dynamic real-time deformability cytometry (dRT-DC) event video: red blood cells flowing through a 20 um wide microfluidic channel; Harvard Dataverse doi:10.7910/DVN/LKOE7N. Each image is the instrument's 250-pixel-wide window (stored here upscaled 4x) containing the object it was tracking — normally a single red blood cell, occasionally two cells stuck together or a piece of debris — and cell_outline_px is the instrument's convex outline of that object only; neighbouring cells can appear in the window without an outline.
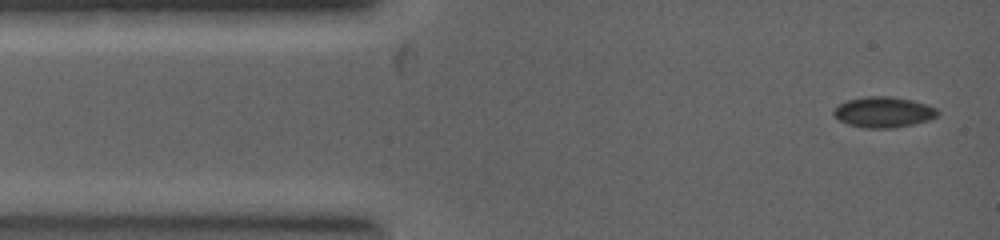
{"species": "common noctule bat (a hibernating species)", "species_latin": "Nyctalus noctula", "temperature_condition": "warm", "stored_images_in_passage": 21, "camera_frame_rate_fps": 5000, "um_per_image_px": 0.085, "animal": {"sex": "female", "body_mass_g": 19.0, "forearm_length_mm": 53.3}, "frame": {"image": 1, "passage_image": 1, "time_ms": 0.0, "image_size_px": [1000, 240], "cell_outline_px": [[940, 112], [936, 116], [928, 120], [912, 124], [892, 128], [868, 128], [848, 124], [840, 120], [832, 112], [840, 104], [848, 100], [864, 96], [892, 96], [912, 100], [936, 108]], "centroid_in_image_um": [75.11, 9.52], "position_along_channel_um": 9.9, "area_um2": 18.32}}
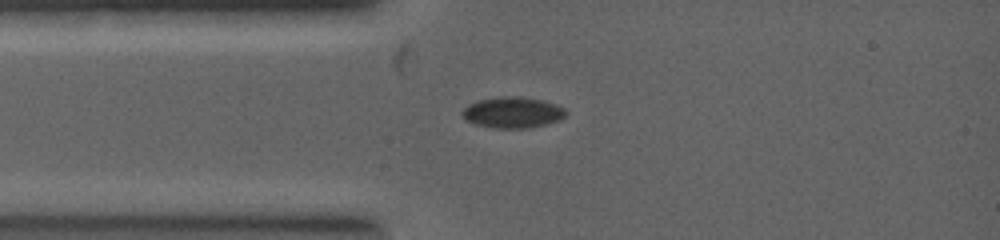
{"frame": {"image": 2, "passage_image": 7, "time_ms": 1.4, "image_size_px": [1000, 240], "cell_outline_px": [[568, 112], [560, 120], [548, 124], [528, 128], [492, 128], [476, 124], [468, 120], [460, 112], [468, 104], [476, 100], [504, 96], [508, 96], [540, 100], [556, 104], [564, 108]], "centroid_in_image_um": [43.58, 9.57], "position_along_channel_um": 41.4, "area_um2": 18.61}}
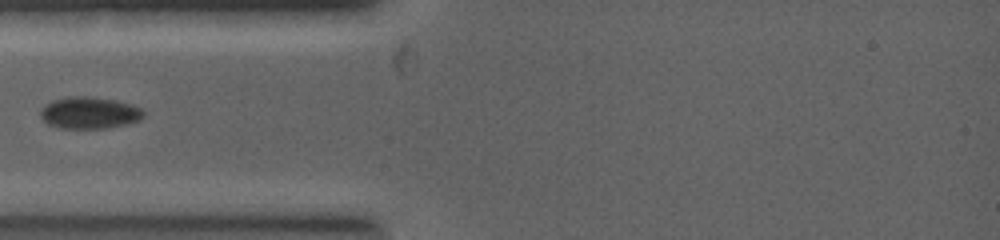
{"frame": {"image": 3, "passage_image": 9, "time_ms": 2.0, "image_size_px": [1000, 240], "cell_outline_px": [[144, 116], [140, 120], [128, 124], [108, 128], [60, 128], [48, 124], [40, 116], [40, 108], [52, 100], [76, 96], [80, 96], [112, 100], [128, 104], [140, 108], [144, 112]], "centroid_in_image_um": [7.58, 9.61], "position_along_channel_um": 77.4, "area_um2": 18.84}}